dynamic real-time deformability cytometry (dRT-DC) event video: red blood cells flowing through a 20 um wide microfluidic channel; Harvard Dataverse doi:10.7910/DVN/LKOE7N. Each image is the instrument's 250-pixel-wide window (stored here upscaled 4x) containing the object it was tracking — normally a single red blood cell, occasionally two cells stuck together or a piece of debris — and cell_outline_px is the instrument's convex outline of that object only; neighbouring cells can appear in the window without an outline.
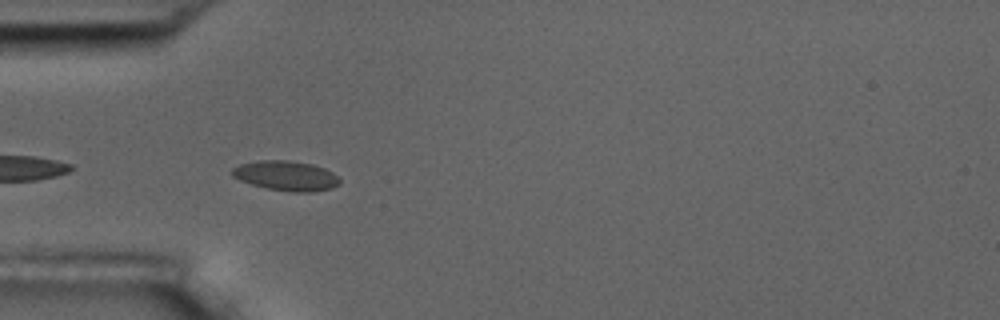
{"species": "common noctule bat (a hibernating species)", "species_latin": "Nyctalus noctula", "temperature_condition": "room temperature", "stored_images_in_passage": 5, "camera_frame_rate_fps": 3000, "um_per_image_px": 0.085, "animal": {"sex": "male", "body_mass_g": 17.5, "forearm_length_mm": 52.3}, "frame": {"image": 1, "passage_image": 4, "time_ms": 3.667, "image_size_px": [1000, 320], "cell_outline_px": [[340, 184], [332, 188], [312, 192], [292, 192], [268, 188], [252, 184], [240, 180], [232, 176], [232, 168], [240, 164], [260, 160], [288, 160], [312, 164], [324, 168], [332, 172], [340, 180]], "centroid_in_image_um": [24.33, 14.94], "position_along_channel_um": 60.7, "area_um2": 18.61}}